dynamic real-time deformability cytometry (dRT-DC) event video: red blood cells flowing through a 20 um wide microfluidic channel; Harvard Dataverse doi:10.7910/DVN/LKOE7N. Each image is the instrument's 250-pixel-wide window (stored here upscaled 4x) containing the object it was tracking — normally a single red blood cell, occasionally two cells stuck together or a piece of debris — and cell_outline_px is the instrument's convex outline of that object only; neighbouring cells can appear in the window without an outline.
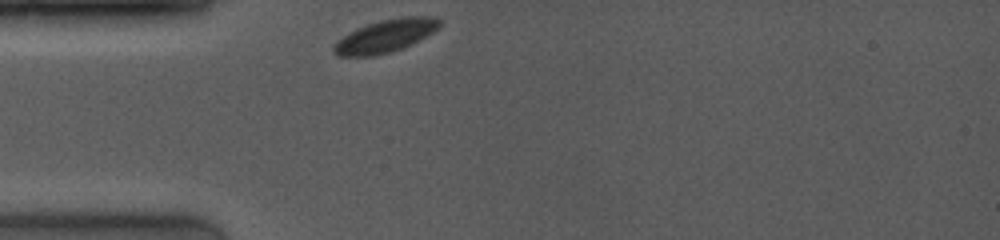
{"species": "common noctule bat (a hibernating species)", "species_latin": "Nyctalus noctula", "temperature_condition": "room temperature", "stored_images_in_passage": 39, "camera_frame_rate_fps": 4000, "um_per_image_px": 0.085, "animal": {"sex": "female", "body_mass_g": 19.0, "forearm_length_mm": 53.3}, "frame": {"image": 1, "passage_image": 1, "time_ms": 0.0, "image_size_px": [1000, 240], "cell_outline_px": [[440, 24], [432, 32], [412, 44], [392, 52], [372, 56], [336, 56], [332, 52], [332, 48], [336, 40], [348, 32], [356, 28], [380, 20], [404, 16], [436, 16], [440, 20]], "centroid_in_image_um": [32.71, 3.06], "position_along_channel_um": 52.3, "area_um2": 20.35}}
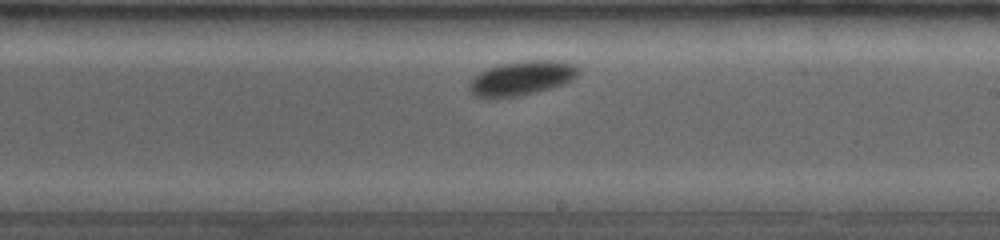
{"frame": {"image": 2, "passage_image": 18, "time_ms": 5.25, "image_size_px": [1000, 240], "cell_outline_px": [[580, 72], [572, 80], [564, 84], [516, 96], [488, 100], [476, 96], [468, 88], [468, 84], [480, 72], [488, 68], [500, 64], [528, 60], [560, 60], [576, 64], [580, 68]], "centroid_in_image_um": [44.36, 6.64], "position_along_channel_um": 244.6, "area_um2": 21.96}}
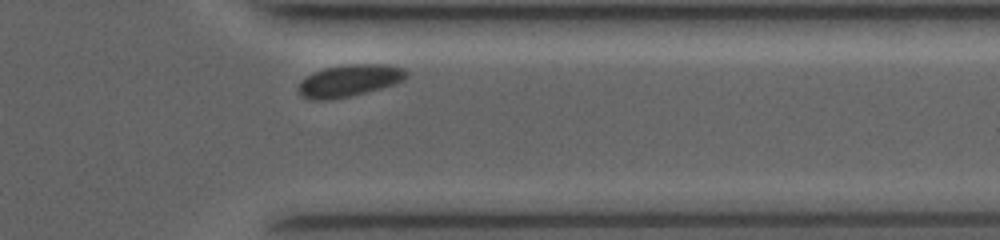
{"frame": {"image": 3, "passage_image": 35, "time_ms": 8.75, "image_size_px": [1000, 240], "cell_outline_px": [[408, 76], [404, 80], [380, 88], [352, 96], [332, 100], [312, 100], [300, 96], [296, 88], [300, 80], [312, 72], [324, 68], [348, 64], [388, 64], [404, 68], [408, 72]], "centroid_in_image_um": [29.64, 6.85], "position_along_channel_um": 381.8, "area_um2": 20.52}, "authors_computed_cell_mechanics": {"area_um2": 20.6346, "velocity_mm_per_s": 3.8636, "shape_relaxation_time_tau1_ms": 0.9809, "shape_relaxation_time_tau2_ms": null, "deformation_change_tau1": 0.0287, "deformation_change_tau2": null}}